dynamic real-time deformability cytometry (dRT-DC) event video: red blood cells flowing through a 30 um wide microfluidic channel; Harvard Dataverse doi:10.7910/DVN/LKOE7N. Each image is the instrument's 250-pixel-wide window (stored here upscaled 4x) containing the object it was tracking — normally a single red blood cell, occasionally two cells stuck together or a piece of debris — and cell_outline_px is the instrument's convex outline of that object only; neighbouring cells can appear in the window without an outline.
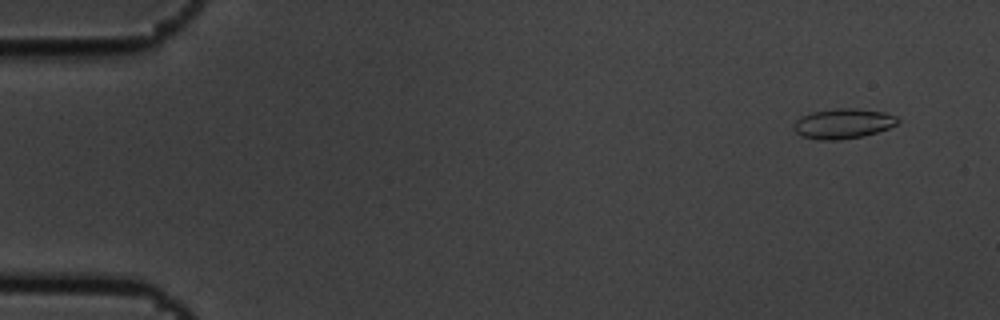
{"species": "common noctule bat (a hibernating species)", "species_latin": "Nyctalus noctula", "temperature_condition": "cold", "stored_images_in_passage": 6, "camera_frame_rate_fps": 3000, "um_per_image_px": 0.085, "animal": {"sex": "male", "body_mass_g": 19.5, "forearm_length_mm": 54.6}, "frame": {"image": 1, "passage_image": 1, "time_ms": 0.0, "image_size_px": [1000, 320], "cell_outline_px": [[900, 120], [896, 124], [888, 128], [864, 136], [840, 140], [816, 140], [804, 136], [796, 132], [792, 128], [792, 124], [800, 116], [812, 112], [836, 108], [856, 108], [884, 112], [896, 116]], "centroid_in_image_um": [71.63, 10.5], "position_along_channel_um": 13.4, "area_um2": 18.32}}